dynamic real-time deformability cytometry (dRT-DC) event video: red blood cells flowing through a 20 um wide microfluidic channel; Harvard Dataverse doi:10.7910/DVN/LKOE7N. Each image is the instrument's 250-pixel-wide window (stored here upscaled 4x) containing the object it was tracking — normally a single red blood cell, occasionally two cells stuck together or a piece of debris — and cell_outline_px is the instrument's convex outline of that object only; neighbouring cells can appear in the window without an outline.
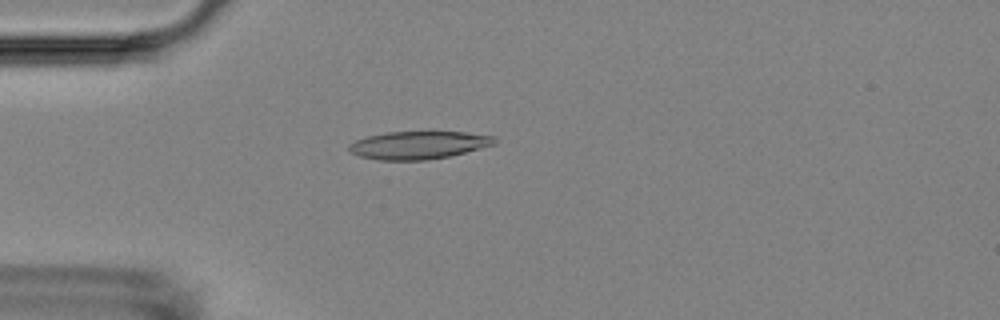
{"species": "Egyptian fruit bat (a non-hibernating species)", "species_latin": "Rousettus aegyptiacus", "temperature_condition": "room temperature", "stored_images_in_passage": 3, "camera_frame_rate_fps": 3000, "um_per_image_px": 0.085, "animal": {"sex": "female"}, "frame": {"image": 1, "passage_image": 3, "time_ms": 2.333, "image_size_px": [1000, 320], "cell_outline_px": [[496, 144], [448, 156], [428, 160], [380, 160], [360, 156], [352, 152], [348, 148], [348, 144], [356, 140], [368, 136], [388, 132], [464, 132], [496, 136]], "centroid_in_image_um": [35.58, 12.33], "position_along_channel_um": 49.4, "area_um2": 23.41}}